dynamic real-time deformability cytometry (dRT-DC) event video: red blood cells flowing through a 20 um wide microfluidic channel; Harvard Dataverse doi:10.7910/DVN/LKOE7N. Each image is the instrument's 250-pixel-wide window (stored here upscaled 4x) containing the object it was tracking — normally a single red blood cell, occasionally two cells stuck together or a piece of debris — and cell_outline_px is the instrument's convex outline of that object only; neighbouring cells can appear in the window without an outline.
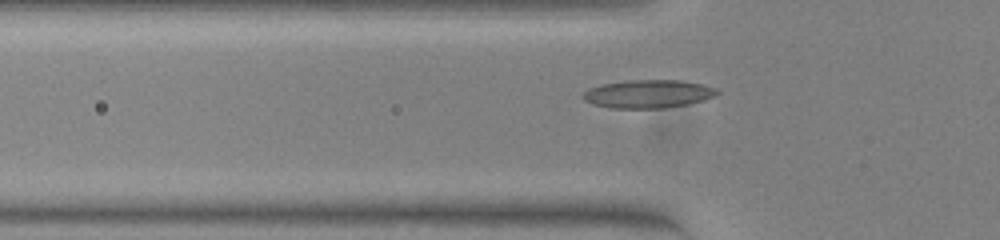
{"species": "common noctule bat (a hibernating species)", "species_latin": "Nyctalus noctula", "temperature_condition": "warm", "stored_images_in_passage": 39, "camera_frame_rate_fps": 3000, "um_per_image_px": 0.085, "animal": {"sex": "female", "body_mass_g": 23.0, "forearm_length_mm": 53.4}, "frame": {"image": 1, "passage_image": 6, "time_ms": 1.667, "image_size_px": [1000, 240], "cell_outline_px": [[720, 92], [704, 100], [688, 104], [664, 108], [612, 108], [592, 104], [584, 100], [580, 96], [588, 88], [604, 84], [628, 80], [680, 80], [700, 84], [716, 88]], "centroid_in_image_um": [55.06, 7.98], "position_along_channel_um": 70.7, "area_um2": 21.96}}
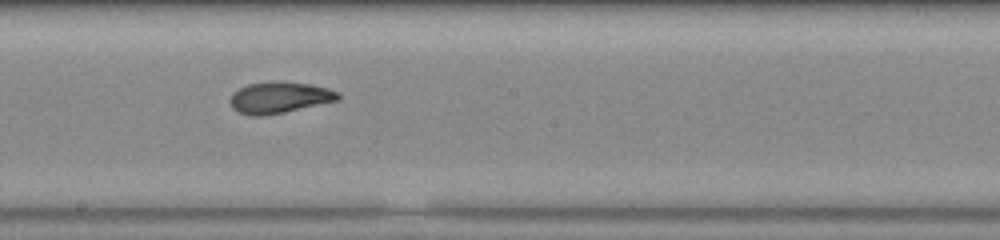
{"frame": {"image": 2, "passage_image": 18, "time_ms": 5.667, "image_size_px": [1000, 240], "cell_outline_px": [[340, 100], [284, 112], [260, 116], [252, 116], [240, 112], [232, 108], [232, 92], [248, 84], [280, 80], [312, 84], [328, 88], [340, 92]], "centroid_in_image_um": [23.81, 8.27], "position_along_channel_um": 224.4, "area_um2": 19.77}}
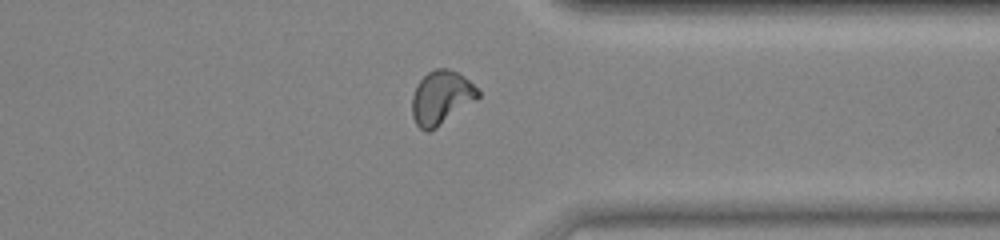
{"frame": {"image": 3, "passage_image": 30, "time_ms": 9.667, "image_size_px": [1000, 240], "cell_outline_px": [[480, 96], [476, 100], [436, 128], [428, 132], [424, 132], [416, 124], [412, 116], [412, 96], [416, 84], [428, 72], [436, 68], [448, 68], [464, 76], [480, 92]], "centroid_in_image_um": [37.48, 8.3], "position_along_channel_um": 373.9, "area_um2": 20.63}, "authors_computed_cell_mechanics": {"area_um2": 19.363, "velocity_mm_per_s": 3.8334, "shape_relaxation_time_tau1_ms": 7.022, "shape_relaxation_time_tau2_ms": 1.4129, "deformation_change_tau1": 0.2273, "deformation_change_tau2": 0.0769}}